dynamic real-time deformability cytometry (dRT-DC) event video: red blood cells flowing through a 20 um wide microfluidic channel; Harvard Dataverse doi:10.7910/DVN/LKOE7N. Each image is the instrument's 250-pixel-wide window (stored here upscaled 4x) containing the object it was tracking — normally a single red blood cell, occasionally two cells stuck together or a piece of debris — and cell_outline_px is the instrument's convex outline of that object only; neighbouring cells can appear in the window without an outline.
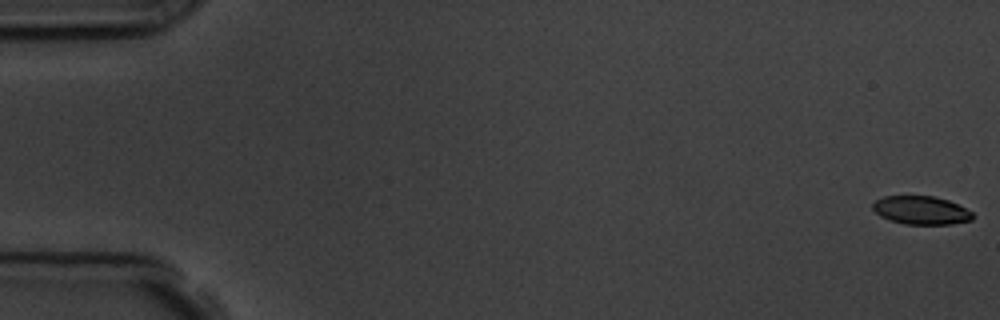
{"species": "common noctule bat (a hibernating species)", "species_latin": "Nyctalus noctula", "temperature_condition": "room temperature", "stored_images_in_passage": 57, "camera_frame_rate_fps": 3000, "um_per_image_px": 0.085, "animal": {"sex": "male", "body_mass_g": 19.5, "forearm_length_mm": 54.6}, "frame": {"image": 1, "passage_image": 1, "time_ms": 0.0, "image_size_px": [1000, 320], "cell_outline_px": [[976, 216], [972, 220], [952, 224], [904, 224], [880, 216], [872, 208], [872, 204], [876, 200], [884, 196], [932, 196], [948, 200], [972, 212]], "centroid_in_image_um": [78.31, 17.87], "position_along_channel_um": 6.7, "area_um2": 16.42}}
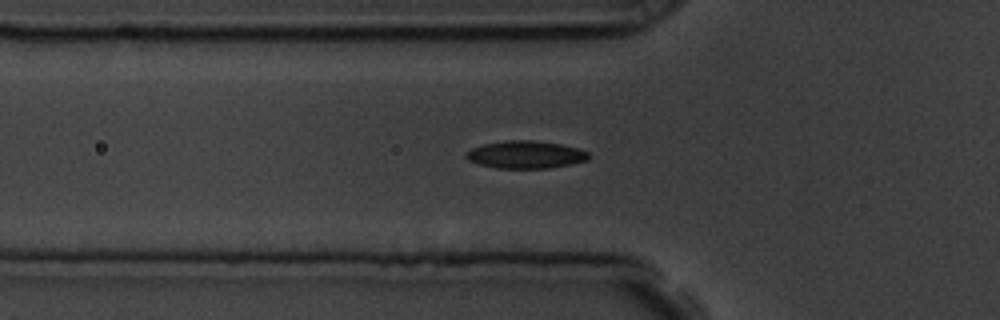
{"frame": {"image": 2, "passage_image": 20, "time_ms": 6.333, "image_size_px": [1000, 320], "cell_outline_px": [[588, 160], [572, 164], [548, 168], [496, 168], [480, 164], [468, 160], [464, 156], [472, 148], [484, 144], [508, 140], [532, 140], [560, 144], [580, 148], [588, 152]], "centroid_in_image_um": [44.7, 13.14], "position_along_channel_um": 81.1, "area_um2": 19.59}}
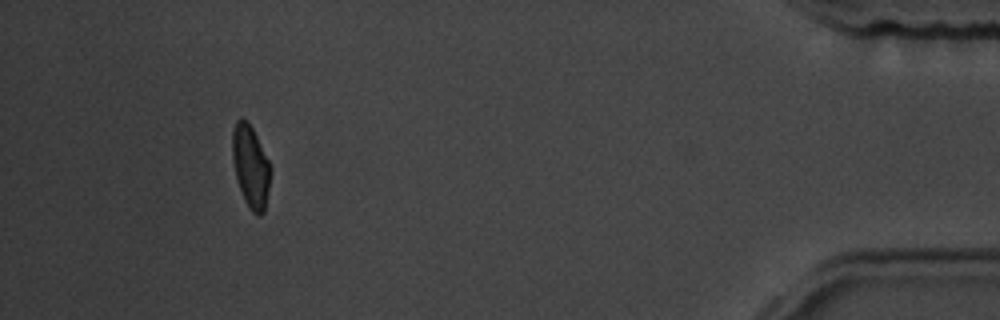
{"frame": {"image": 3, "passage_image": 53, "time_ms": 17.333, "image_size_px": [1000, 320], "cell_outline_px": [[272, 172], [264, 212], [260, 216], [256, 216], [252, 212], [244, 200], [236, 176], [232, 160], [232, 132], [236, 120], [240, 116], [248, 120], [272, 168]], "centroid_in_image_um": [21.31, 14.14], "position_along_channel_um": 413.9, "area_um2": 18.5}, "authors_computed_cell_mechanics": {"area_um2": 18.785, "velocity_mm_per_s": 3.6054, "shape_relaxation_time_tau1_ms": 3.3928, "shape_relaxation_time_tau2_ms": 2.3322, "deformation_change_tau1": 0.1111, "deformation_change_tau2": 0.07}}